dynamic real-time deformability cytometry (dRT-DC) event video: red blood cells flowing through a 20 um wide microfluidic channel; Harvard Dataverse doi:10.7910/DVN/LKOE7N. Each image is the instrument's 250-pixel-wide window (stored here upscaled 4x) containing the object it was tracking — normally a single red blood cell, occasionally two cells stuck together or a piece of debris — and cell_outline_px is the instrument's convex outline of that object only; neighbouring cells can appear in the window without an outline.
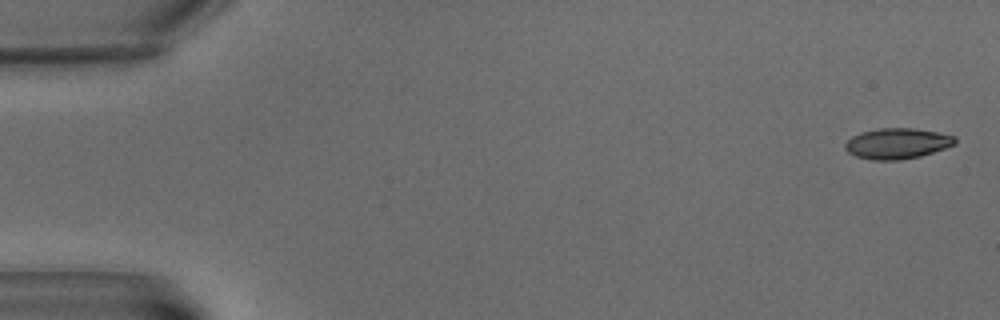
{"species": "common noctule bat (a hibernating species)", "species_latin": "Nyctalus noctula", "temperature_condition": "warm", "stored_images_in_passage": 7, "camera_frame_rate_fps": 3000, "um_per_image_px": 0.085, "animal": {"sex": "male", "body_mass_g": 15.6}, "frame": {"image": 1, "passage_image": 1, "time_ms": 0.0, "image_size_px": [1000, 320], "cell_outline_px": [[956, 144], [920, 156], [900, 160], [872, 160], [856, 156], [848, 152], [844, 148], [844, 144], [852, 136], [860, 132], [880, 128], [912, 128], [936, 132], [956, 136]], "centroid_in_image_um": [76.24, 12.19], "position_along_channel_um": 8.8, "area_um2": 19.59}}